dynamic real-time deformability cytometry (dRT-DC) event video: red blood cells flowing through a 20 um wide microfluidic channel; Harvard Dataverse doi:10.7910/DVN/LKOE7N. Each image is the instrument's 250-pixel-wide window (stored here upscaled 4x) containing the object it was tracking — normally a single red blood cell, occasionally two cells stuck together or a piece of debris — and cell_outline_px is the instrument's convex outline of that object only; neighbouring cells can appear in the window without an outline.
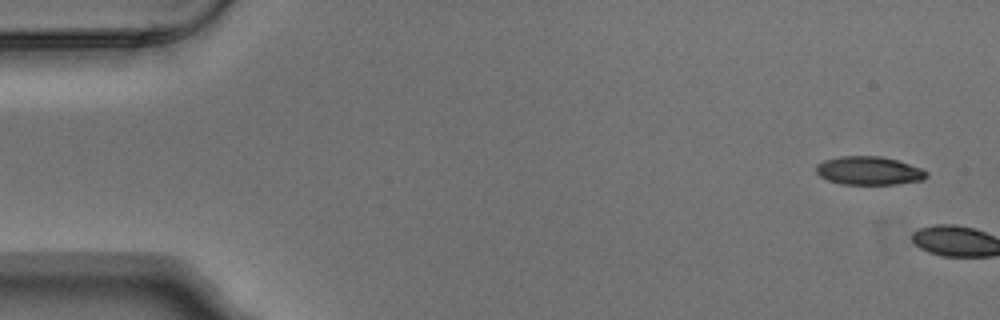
{"species": "Egyptian fruit bat (a non-hibernating species)", "species_latin": "Rousettus aegyptiacus", "temperature_condition": "warm", "stored_images_in_passage": 2, "camera_frame_rate_fps": 3000, "um_per_image_px": 0.085, "animal": {"sex": "male"}, "frame": {"image": 1, "passage_image": 1, "time_ms": 0.0, "image_size_px": [1000, 320], "cell_outline_px": [[928, 176], [924, 180], [896, 184], [840, 184], [828, 180], [820, 176], [816, 172], [816, 164], [824, 160], [840, 156], [880, 156], [896, 160], [920, 168], [928, 172]], "centroid_in_image_um": [73.85, 14.51], "position_along_channel_um": 11.2, "area_um2": 18.26}}